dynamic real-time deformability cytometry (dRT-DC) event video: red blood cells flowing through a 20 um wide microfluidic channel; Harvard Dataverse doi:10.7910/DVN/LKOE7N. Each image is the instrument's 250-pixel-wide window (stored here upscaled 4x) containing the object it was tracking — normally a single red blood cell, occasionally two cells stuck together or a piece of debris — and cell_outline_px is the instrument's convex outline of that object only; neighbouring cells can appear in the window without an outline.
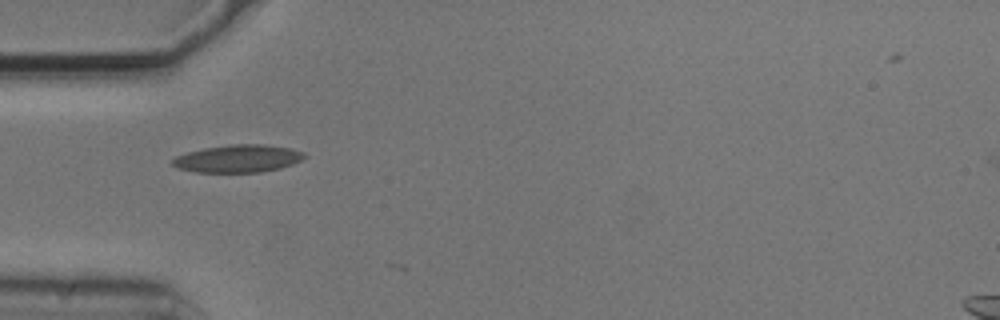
{"species": "common noctule bat (a hibernating species)", "species_latin": "Nyctalus noctula", "temperature_condition": "cold", "stored_images_in_passage": 2, "camera_frame_rate_fps": 3000, "um_per_image_px": 0.085, "animal": {"sex": "male", "body_mass_g": 20.5, "forearm_length_mm": 52.5}, "frame": {"image": 1, "passage_image": 1, "time_ms": 0.0, "image_size_px": [1000, 320], "cell_outline_px": [[308, 156], [292, 164], [280, 168], [260, 172], [196, 172], [176, 168], [172, 164], [172, 160], [176, 156], [188, 152], [204, 148], [232, 144], [264, 144], [292, 148], [304, 152]], "centroid_in_image_um": [20.25, 13.47], "position_along_channel_um": 64.8, "area_um2": 21.27}}